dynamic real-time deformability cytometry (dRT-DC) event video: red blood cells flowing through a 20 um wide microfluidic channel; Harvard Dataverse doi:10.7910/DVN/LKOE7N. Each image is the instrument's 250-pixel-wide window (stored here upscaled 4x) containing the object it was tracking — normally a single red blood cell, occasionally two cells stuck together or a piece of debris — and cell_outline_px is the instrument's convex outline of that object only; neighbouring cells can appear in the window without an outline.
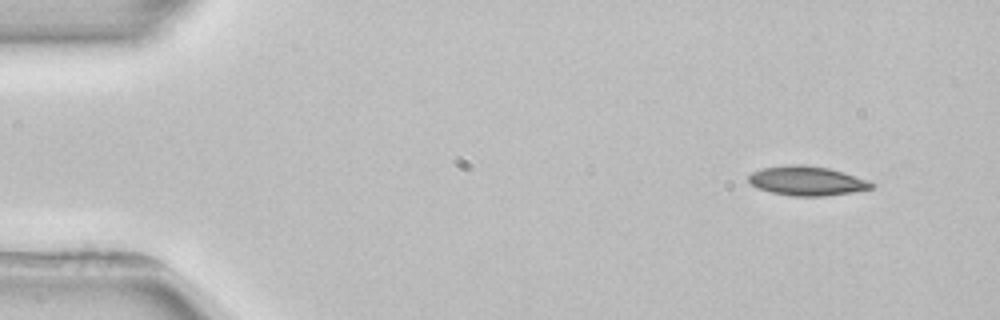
{"species": "common noctule bat (a hibernating species)", "species_latin": "Nyctalus noctula", "temperature_condition": "room temperature", "stored_images_in_passage": 3, "camera_frame_rate_fps": 3000, "um_per_image_px": 0.085, "animal": {"sex": "female", "body_mass_g": 22.7, "forearm_length_mm": 54.2}, "frame": {"image": 1, "passage_image": 1, "time_ms": 0.0, "image_size_px": [1000, 320], "cell_outline_px": [[876, 184], [872, 188], [852, 192], [824, 196], [792, 196], [772, 192], [756, 188], [748, 180], [748, 176], [752, 172], [764, 168], [792, 164], [800, 164], [828, 168], [844, 172], [868, 180]], "centroid_in_image_um": [68.6, 15.37], "position_along_channel_um": 16.4, "area_um2": 20.92}}
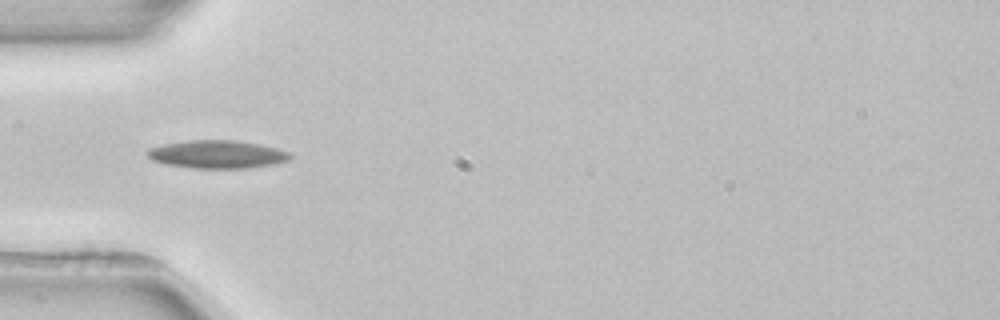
{"frame": {"image": 2, "passage_image": 3, "time_ms": 4.0, "image_size_px": [1000, 320], "cell_outline_px": [[292, 156], [288, 160], [272, 164], [248, 168], [192, 168], [168, 164], [152, 160], [144, 152], [148, 148], [164, 144], [188, 140], [232, 140], [260, 144], [276, 148], [288, 152]], "centroid_in_image_um": [18.42, 13.11], "position_along_channel_um": 66.6, "area_um2": 23.18}}